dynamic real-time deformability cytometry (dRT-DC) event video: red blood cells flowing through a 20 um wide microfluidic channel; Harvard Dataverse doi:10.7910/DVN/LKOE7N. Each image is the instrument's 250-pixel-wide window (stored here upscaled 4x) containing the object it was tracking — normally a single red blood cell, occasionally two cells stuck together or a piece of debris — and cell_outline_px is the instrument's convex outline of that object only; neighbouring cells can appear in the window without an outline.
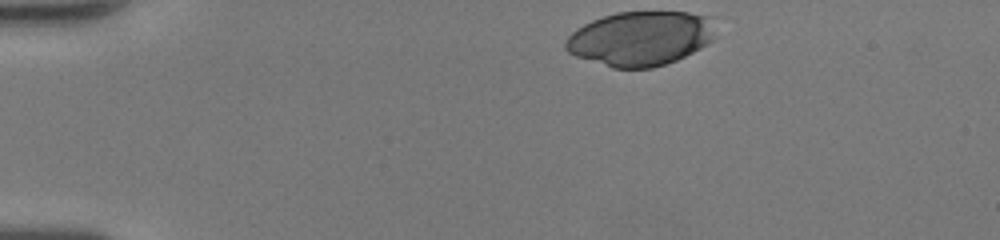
{"species": "human", "species_latin": "Homo sapiens", "temperature_condition": "room temperature", "stored_images_in_passage": 34, "camera_frame_rate_fps": 3000, "um_per_image_px": 0.085, "donor": {"sex": "female"}, "frame": {"image": 1, "passage_image": 1, "time_ms": 0.0, "image_size_px": [1000, 240], "cell_outline_px": [[712, 40], [700, 48], [676, 60], [652, 68], [612, 68], [576, 56], [568, 52], [564, 48], [564, 44], [568, 36], [576, 28], [592, 20], [616, 12], [688, 12], [704, 16], [712, 36]], "centroid_in_image_um": [54.31, 3.29], "position_along_channel_um": 30.7, "area_um2": 46.7}}
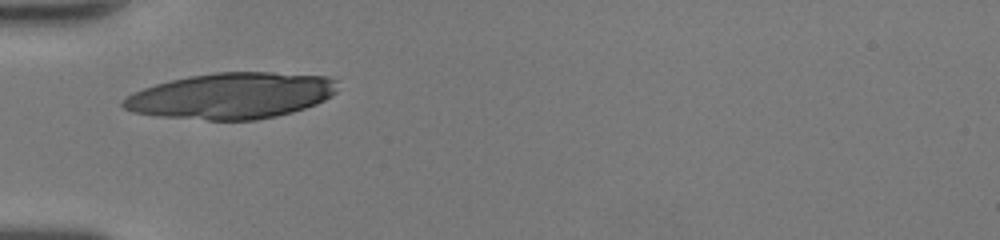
{"frame": {"image": 2, "passage_image": 9, "time_ms": 2.667, "image_size_px": [1000, 240], "cell_outline_px": [[336, 92], [332, 96], [316, 104], [292, 112], [276, 116], [256, 120], [208, 120], [160, 116], [132, 112], [124, 108], [120, 104], [128, 96], [144, 88], [156, 84], [188, 76], [216, 72], [272, 72], [328, 76], [336, 80]], "centroid_in_image_um": [19.71, 8.13], "position_along_channel_um": 65.3, "area_um2": 57.34}}
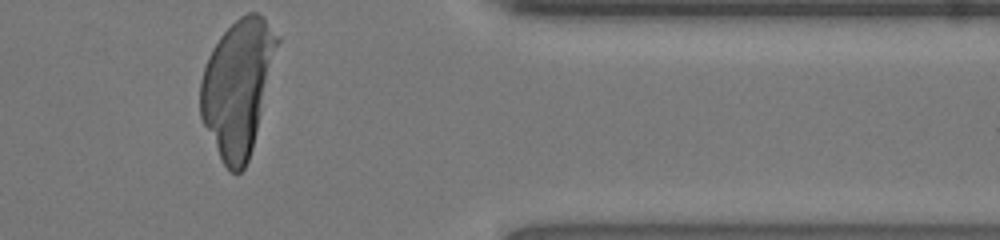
{"frame": {"image": 3, "passage_image": 34, "time_ms": 11.0, "image_size_px": [1000, 240], "cell_outline_px": [[280, 40], [252, 148], [248, 160], [244, 168], [240, 172], [232, 172], [224, 164], [200, 116], [200, 80], [208, 56], [212, 48], [220, 36], [240, 16], [248, 12], [256, 12], [264, 16], [280, 36]], "centroid_in_image_um": [20.21, 7.35], "position_along_channel_um": 391.2, "area_um2": 60.11}}